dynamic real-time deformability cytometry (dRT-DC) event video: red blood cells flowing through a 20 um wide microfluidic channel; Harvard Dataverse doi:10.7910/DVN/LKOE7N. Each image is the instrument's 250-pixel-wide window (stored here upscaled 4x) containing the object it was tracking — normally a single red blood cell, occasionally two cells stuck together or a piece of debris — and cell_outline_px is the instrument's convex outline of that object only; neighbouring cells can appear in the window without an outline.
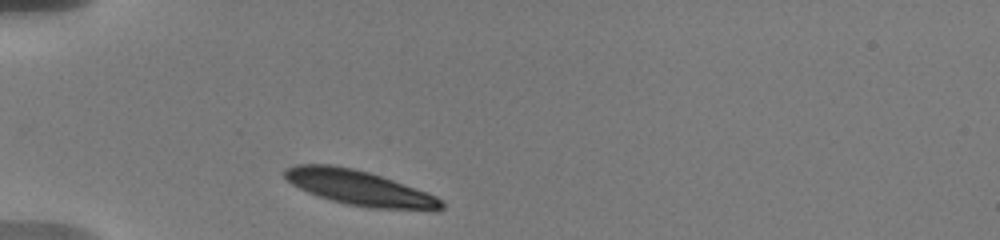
{"species": "human", "species_latin": "Homo sapiens", "temperature_condition": "warm", "stored_images_in_passage": 31, "camera_frame_rate_fps": 3000, "um_per_image_px": 0.085, "donor": {"sex": "male"}, "frame": {"image": 1, "passage_image": 1, "time_ms": 0.0, "image_size_px": [1000, 240], "cell_outline_px": [[444, 208], [436, 212], [368, 208], [348, 204], [332, 200], [308, 192], [292, 184], [284, 176], [284, 168], [296, 164], [332, 164], [352, 168], [368, 172], [392, 180], [436, 196], [444, 204]], "centroid_in_image_um": [30.59, 16.0], "position_along_channel_um": 54.4, "area_um2": 32.02}}
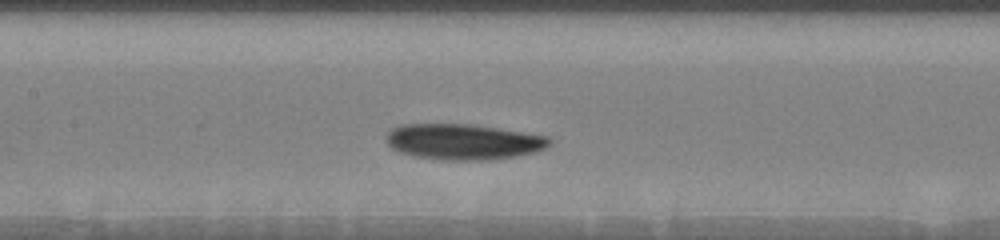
{"frame": {"image": 2, "passage_image": 9, "time_ms": 3.667, "image_size_px": [1000, 240], "cell_outline_px": [[552, 140], [544, 148], [536, 152], [516, 156], [488, 160], [440, 160], [416, 156], [400, 152], [392, 148], [384, 140], [388, 132], [392, 128], [400, 124], [468, 124], [496, 128], [548, 136]], "centroid_in_image_um": [39.34, 12.05], "position_along_channel_um": 168.1, "area_um2": 33.93}}
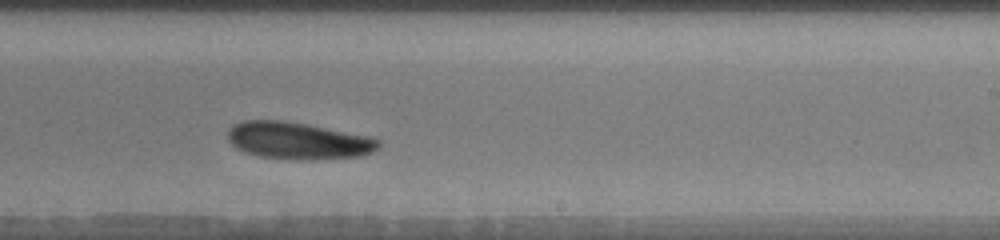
{"frame": {"image": 3, "passage_image": 15, "time_ms": 6.333, "image_size_px": [1000, 240], "cell_outline_px": [[380, 144], [372, 152], [360, 156], [308, 160], [296, 160], [260, 156], [244, 152], [236, 148], [228, 140], [228, 128], [232, 124], [244, 120], [284, 120], [308, 124], [368, 136], [380, 140]], "centroid_in_image_um": [25.29, 11.95], "position_along_channel_um": 263.7, "area_um2": 32.66}, "authors_computed_cell_mechanics": {"area_um2": 30.923, "velocity_mm_per_s": 3.6003, "shape_relaxation_time_tau1_ms": 2.0518, "shape_relaxation_time_tau2_ms": null, "deformation_change_tau1": 0.0808, "deformation_change_tau2": null}}